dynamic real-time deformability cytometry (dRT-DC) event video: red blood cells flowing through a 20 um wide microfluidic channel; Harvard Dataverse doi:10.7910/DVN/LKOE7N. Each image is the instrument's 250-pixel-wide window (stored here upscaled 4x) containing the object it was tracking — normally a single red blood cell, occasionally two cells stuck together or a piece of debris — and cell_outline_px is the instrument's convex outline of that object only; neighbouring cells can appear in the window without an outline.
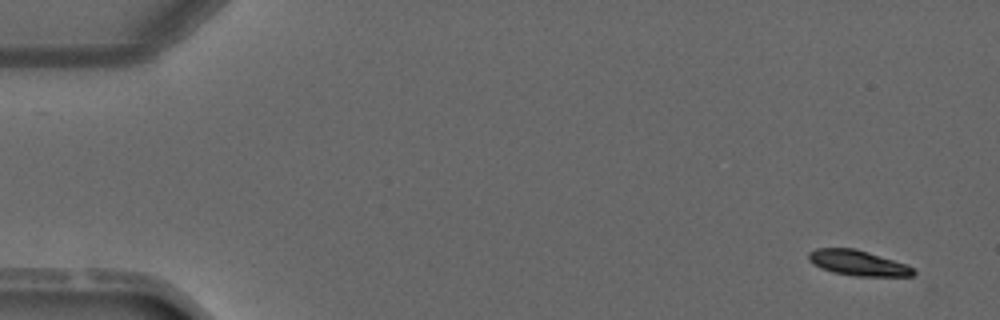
{"species": "common noctule bat (a hibernating species)", "species_latin": "Nyctalus noctula", "temperature_condition": "warm", "stored_images_in_passage": 3, "camera_frame_rate_fps": 3000, "um_per_image_px": 0.085, "animal": {"sex": "male", "forearm_length_mm": 52.5}, "frame": {"image": 1, "passage_image": 1, "time_ms": 0.0, "image_size_px": [1000, 320], "cell_outline_px": [[916, 272], [912, 276], [856, 276], [832, 272], [820, 268], [812, 264], [808, 260], [808, 252], [816, 248], [856, 248], [904, 264], [912, 268]], "centroid_in_image_um": [72.85, 22.35], "position_along_channel_um": 12.1, "area_um2": 15.37}}